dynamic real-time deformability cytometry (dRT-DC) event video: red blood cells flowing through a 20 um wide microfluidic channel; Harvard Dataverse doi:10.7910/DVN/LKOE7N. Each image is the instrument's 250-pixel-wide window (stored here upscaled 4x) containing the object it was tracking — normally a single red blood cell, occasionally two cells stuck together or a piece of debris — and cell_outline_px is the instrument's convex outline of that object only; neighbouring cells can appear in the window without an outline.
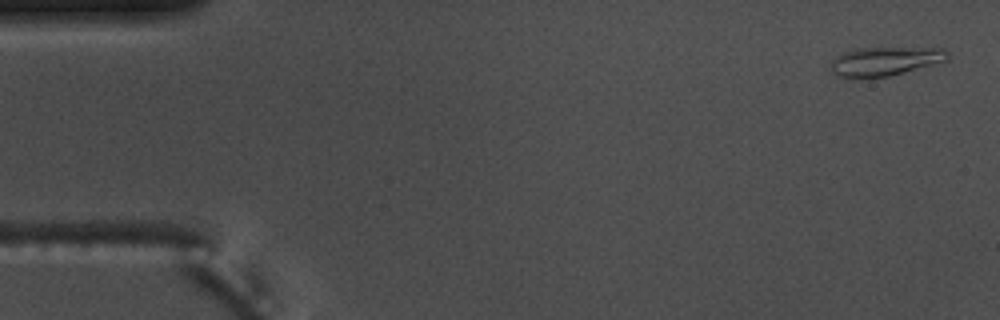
{"species": "common noctule bat (a hibernating species)", "species_latin": "Nyctalus noctula", "temperature_condition": "warm", "stored_images_in_passage": 4, "camera_frame_rate_fps": 3000, "um_per_image_px": 0.085, "animal": {"sex": "male", "body_mass_g": 17.5, "forearm_length_mm": 52.3}, "frame": {"image": 1, "passage_image": 1, "time_ms": 0.0, "image_size_px": [1000, 320], "cell_outline_px": [[948, 60], [888, 76], [848, 80], [836, 76], [828, 68], [832, 60], [840, 52], [856, 48], [944, 48], [948, 52]], "centroid_in_image_um": [75.1, 5.23], "position_along_channel_um": 9.9, "area_um2": 20.11}}